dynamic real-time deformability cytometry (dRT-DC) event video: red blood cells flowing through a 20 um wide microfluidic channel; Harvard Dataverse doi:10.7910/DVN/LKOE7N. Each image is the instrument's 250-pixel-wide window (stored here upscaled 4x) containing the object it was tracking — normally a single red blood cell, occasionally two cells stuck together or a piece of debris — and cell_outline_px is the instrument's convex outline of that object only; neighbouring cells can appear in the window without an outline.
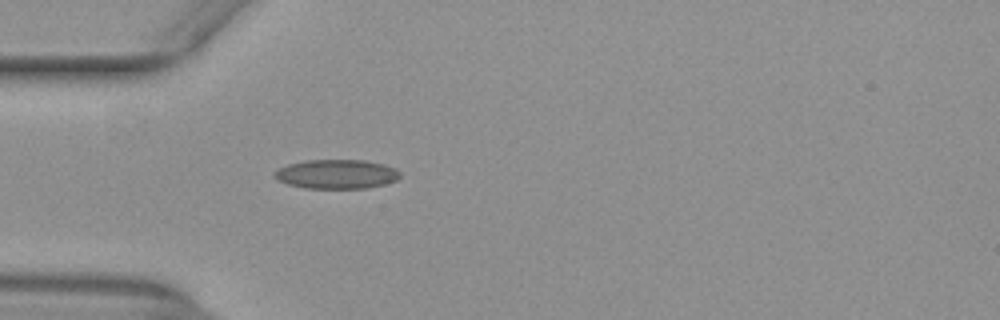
{"species": "common noctule bat (a hibernating species)", "species_latin": "Nyctalus noctula", "temperature_condition": "warm", "stored_images_in_passage": 47, "camera_frame_rate_fps": 3000, "um_per_image_px": 0.085, "animal": {"sex": "female", "body_mass_g": 29.2, "forearm_length_mm": 56.3}, "frame": {"image": 1, "passage_image": 10, "time_ms": 3.0, "image_size_px": [1000, 320], "cell_outline_px": [[400, 176], [396, 180], [384, 184], [368, 188], [304, 188], [288, 184], [272, 176], [272, 172], [288, 164], [304, 160], [364, 160], [384, 164], [396, 168], [400, 172]], "centroid_in_image_um": [28.6, 14.79], "position_along_channel_um": 56.4, "area_um2": 21.44}}
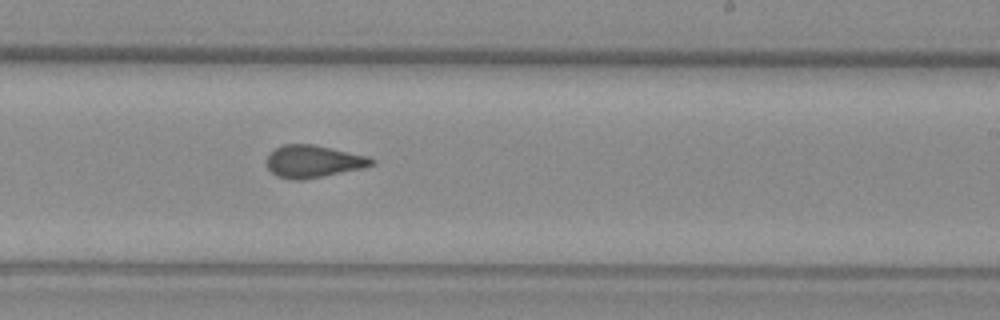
{"frame": {"image": 2, "passage_image": 26, "time_ms": 8.333, "image_size_px": [1000, 320], "cell_outline_px": [[376, 160], [372, 164], [360, 168], [324, 176], [304, 180], [288, 180], [276, 176], [268, 168], [268, 156], [276, 148], [284, 144], [312, 144], [368, 156]], "centroid_in_image_um": [26.61, 13.73], "position_along_channel_um": 262.4, "area_um2": 19.54}}
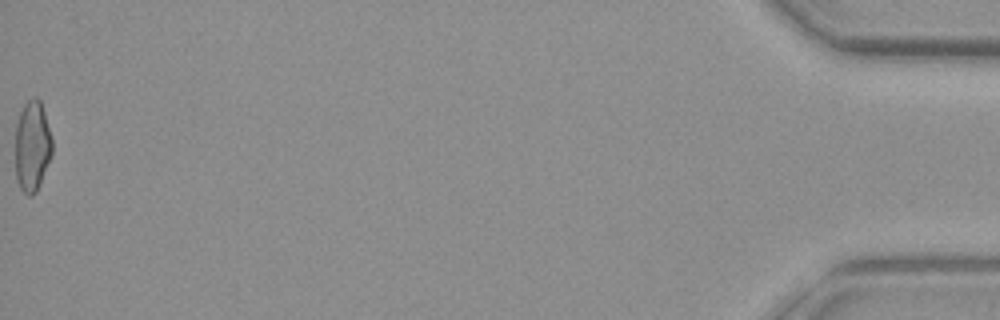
{"frame": {"image": 3, "passage_image": 47, "time_ms": 15.333, "image_size_px": [1000, 320], "cell_outline_px": [[52, 152], [36, 192], [32, 196], [28, 196], [20, 188], [16, 180], [16, 124], [20, 112], [24, 104], [32, 96], [36, 96], [40, 100], [44, 112], [52, 140]], "centroid_in_image_um": [2.72, 12.4], "position_along_channel_um": 432.5, "area_um2": 19.31}, "authors_computed_cell_mechanics": {"area_um2": 19.8832, "velocity_mm_per_s": 3.9612, "shape_relaxation_time_tau1_ms": null, "shape_relaxation_time_tau2_ms": 1.4403, "deformation_change_tau1": null, "deformation_change_tau2": 0.0837}}